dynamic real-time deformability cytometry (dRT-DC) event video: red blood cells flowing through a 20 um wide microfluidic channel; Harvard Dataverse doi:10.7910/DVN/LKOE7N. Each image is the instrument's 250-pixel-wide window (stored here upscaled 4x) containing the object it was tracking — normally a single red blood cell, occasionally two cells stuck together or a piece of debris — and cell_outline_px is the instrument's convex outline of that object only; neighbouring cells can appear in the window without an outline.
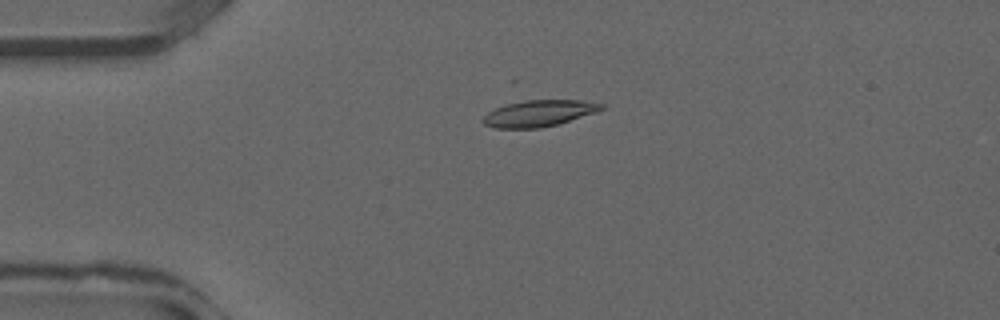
{"species": "common noctule bat (a hibernating species)", "species_latin": "Nyctalus noctula", "temperature_condition": "warm", "stored_images_in_passage": 33, "camera_frame_rate_fps": 3000, "um_per_image_px": 0.085, "animal": {"sex": "male", "forearm_length_mm": 52.5}, "frame": {"image": 1, "passage_image": 5, "time_ms": 1.333, "image_size_px": [1000, 320], "cell_outline_px": [[604, 108], [596, 112], [560, 124], [540, 128], [496, 128], [484, 124], [480, 120], [488, 112], [504, 104], [524, 100], [580, 100], [604, 104]], "centroid_in_image_um": [45.8, 9.63], "position_along_channel_um": 39.2, "area_um2": 18.32}}
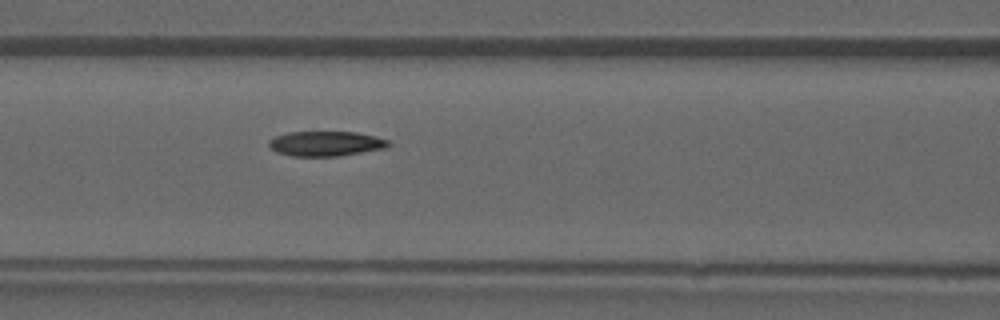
{"frame": {"image": 2, "passage_image": 12, "time_ms": 3.667, "image_size_px": [1000, 320], "cell_outline_px": [[392, 144], [384, 148], [340, 156], [292, 156], [276, 152], [268, 144], [268, 140], [276, 136], [288, 132], [356, 132], [388, 140]], "centroid_in_image_um": [27.67, 12.21], "position_along_channel_um": 138.9, "area_um2": 17.22}}
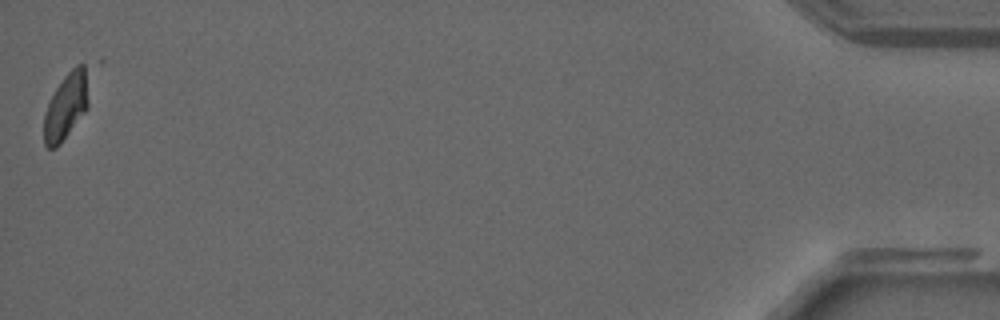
{"frame": {"image": 3, "passage_image": 33, "time_ms": 10.667, "image_size_px": [1000, 320], "cell_outline_px": [[88, 108], [60, 144], [56, 148], [48, 148], [44, 144], [44, 112], [56, 88], [64, 76], [76, 64], [84, 64], [88, 100]], "centroid_in_image_um": [5.59, 9.06], "position_along_channel_um": 429.6, "area_um2": 16.94}}